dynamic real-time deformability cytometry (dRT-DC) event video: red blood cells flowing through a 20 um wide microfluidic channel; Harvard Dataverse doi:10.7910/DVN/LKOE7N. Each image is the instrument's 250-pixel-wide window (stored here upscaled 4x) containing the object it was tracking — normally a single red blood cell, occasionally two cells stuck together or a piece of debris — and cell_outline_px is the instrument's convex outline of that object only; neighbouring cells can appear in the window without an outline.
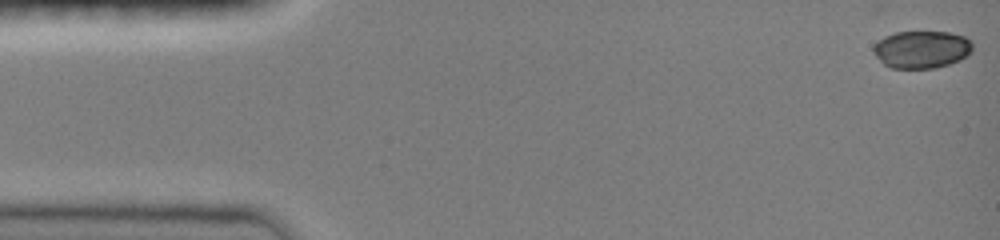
{"species": "common noctule bat (a hibernating species)", "species_latin": "Nyctalus noctula", "temperature_condition": "room temperature", "stored_images_in_passage": 46, "camera_frame_rate_fps": 3000, "um_per_image_px": 0.085, "animal": {"sex": "female", "body_mass_g": 19.0, "forearm_length_mm": 51.5}, "frame": {"image": 1, "passage_image": 1, "time_ms": 0.0, "image_size_px": [1000, 240], "cell_outline_px": [[972, 52], [960, 60], [936, 68], [892, 68], [884, 64], [872, 52], [872, 48], [884, 36], [896, 32], [948, 32], [964, 36], [972, 40]], "centroid_in_image_um": [78.36, 4.2], "position_along_channel_um": 6.6, "area_um2": 21.68}}
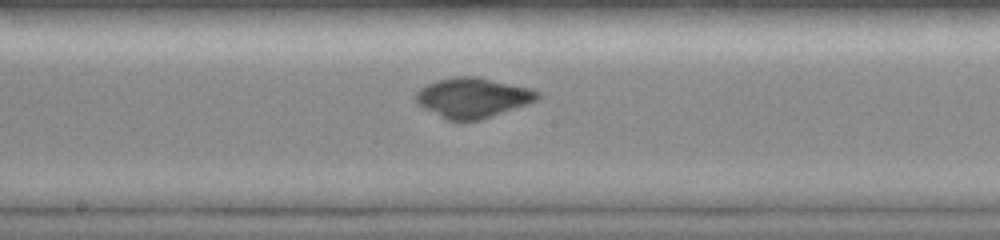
{"frame": {"image": 2, "passage_image": 25, "time_ms": 8.0, "image_size_px": [1000, 240], "cell_outline_px": [[540, 96], [536, 100], [528, 104], [480, 120], [448, 120], [416, 104], [416, 92], [420, 88], [436, 80], [456, 76], [480, 76], [532, 88], [540, 92]], "centroid_in_image_um": [40.21, 8.28], "position_along_channel_um": 208.0, "area_um2": 28.44}}
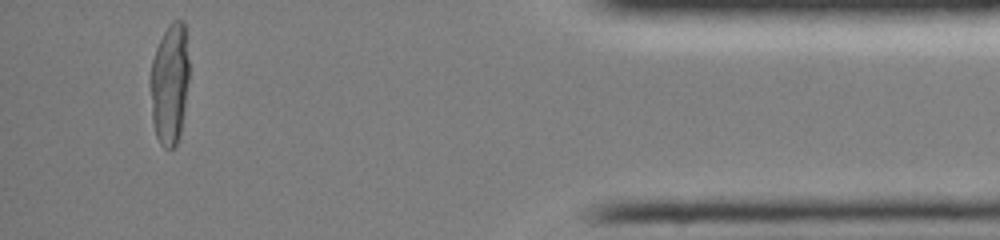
{"frame": {"image": 3, "passage_image": 44, "time_ms": 14.333, "image_size_px": [1000, 240], "cell_outline_px": [[188, 80], [180, 136], [176, 144], [172, 148], [164, 148], [160, 144], [156, 136], [152, 120], [148, 84], [148, 80], [152, 60], [156, 48], [168, 24], [172, 20], [184, 20], [188, 60]], "centroid_in_image_um": [14.38, 7.13], "position_along_channel_um": 420.8, "area_um2": 27.74}, "authors_computed_cell_mechanics": {"area_um2": 26.6747, "velocity_mm_per_s": 4.0663, "shape_relaxation_time_tau1_ms": null, "shape_relaxation_time_tau2_ms": 1.1483, "deformation_change_tau1": null, "deformation_change_tau2": 0.0379}}